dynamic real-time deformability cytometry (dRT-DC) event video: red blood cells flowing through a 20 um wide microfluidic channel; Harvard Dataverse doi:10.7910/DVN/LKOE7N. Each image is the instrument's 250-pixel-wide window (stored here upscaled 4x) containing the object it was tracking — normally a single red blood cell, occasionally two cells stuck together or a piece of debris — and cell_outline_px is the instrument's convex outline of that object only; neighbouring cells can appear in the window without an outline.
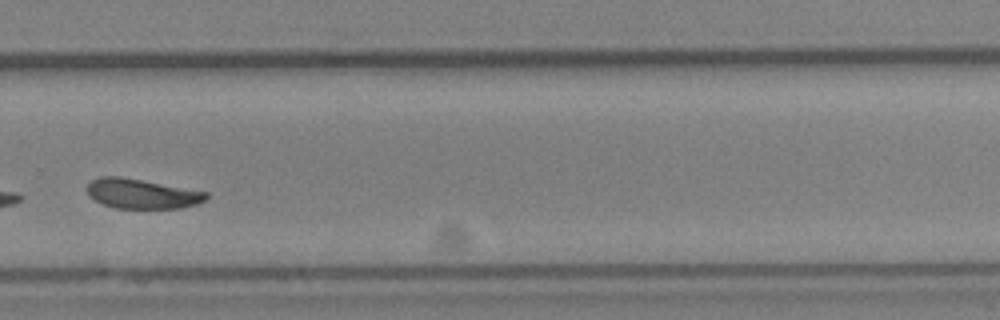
{"species": "Egyptian fruit bat (a non-hibernating species)", "species_latin": "Rousettus aegyptiacus", "temperature_condition": "cold", "stored_images_in_passage": 45, "segment_of_instrument_passage": [2, 2], "camera_frame_rate_fps": 3000, "um_per_image_px": 0.085, "animal": {"sex": "female"}, "frame": {"image": 1, "passage_image": 31, "time_ms": 10.0, "image_size_px": [1000, 320], "cell_outline_px": [[208, 196], [204, 200], [196, 204], [180, 208], [116, 208], [104, 204], [88, 196], [88, 184], [92, 180], [100, 176], [120, 176], [208, 192]], "centroid_in_image_um": [12.05, 16.46], "position_along_channel_um": 317.8, "area_um2": 20.4}}